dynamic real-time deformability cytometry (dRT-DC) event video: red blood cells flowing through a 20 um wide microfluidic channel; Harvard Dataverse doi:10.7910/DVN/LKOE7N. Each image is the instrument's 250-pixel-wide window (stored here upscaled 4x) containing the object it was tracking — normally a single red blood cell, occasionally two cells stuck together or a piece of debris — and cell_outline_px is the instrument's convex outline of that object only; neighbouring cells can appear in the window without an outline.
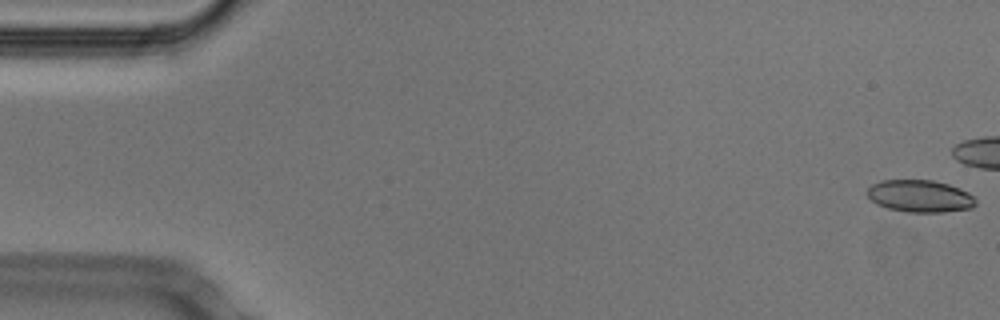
{"species": "Egyptian fruit bat (a non-hibernating species)", "species_latin": "Rousettus aegyptiacus", "temperature_condition": "cold", "stored_images_in_passage": 19, "camera_frame_rate_fps": 3000, "um_per_image_px": 0.085, "animal": {"sex": "male"}, "frame": {"image": 1, "passage_image": 1, "time_ms": 0.0, "image_size_px": [1000, 320], "cell_outline_px": [[976, 204], [972, 208], [944, 212], [908, 212], [888, 208], [876, 204], [868, 196], [868, 188], [872, 184], [880, 180], [932, 180], [948, 184], [960, 188], [968, 192], [976, 200]], "centroid_in_image_um": [78.2, 16.67], "position_along_channel_um": 6.8, "area_um2": 20.35}}